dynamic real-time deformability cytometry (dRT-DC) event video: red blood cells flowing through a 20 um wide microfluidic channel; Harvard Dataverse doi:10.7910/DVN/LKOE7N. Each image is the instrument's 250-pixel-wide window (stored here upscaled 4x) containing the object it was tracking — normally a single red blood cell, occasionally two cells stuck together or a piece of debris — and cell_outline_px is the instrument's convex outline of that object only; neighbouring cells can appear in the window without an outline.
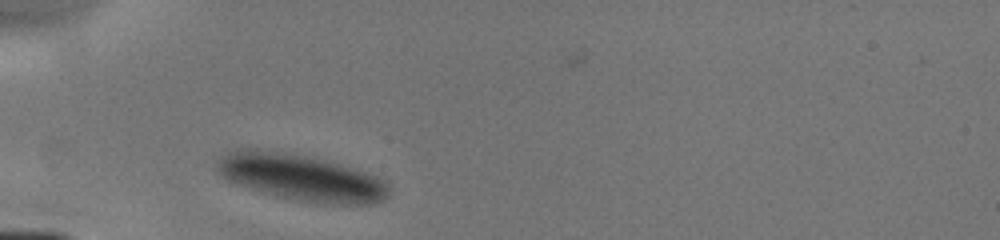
{"species": "human", "species_latin": "Homo sapiens", "temperature_condition": "cold", "stored_images_in_passage": 5, "camera_frame_rate_fps": 3000, "um_per_image_px": 0.085, "donor": {"sex": "male"}, "frame": {"image": 1, "passage_image": 1, "time_ms": 0.0, "image_size_px": [1000, 240], "cell_outline_px": [[388, 196], [384, 200], [372, 204], [316, 204], [276, 196], [236, 184], [228, 180], [216, 172], [216, 164], [228, 152], [236, 148], [248, 148], [292, 152], [316, 156], [376, 176], [384, 180], [388, 184]], "centroid_in_image_um": [25.59, 15.07], "position_along_channel_um": 59.4, "area_um2": 47.16}}
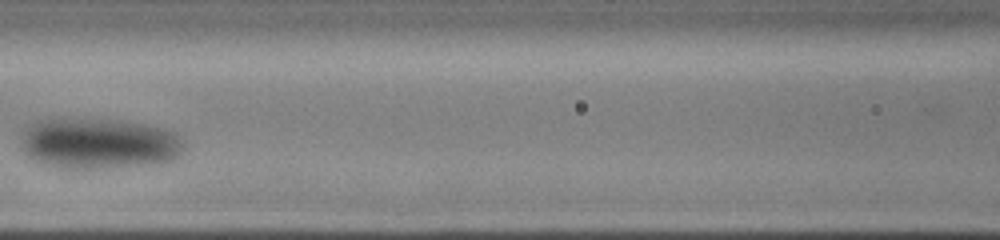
{"frame": {"image": 2, "passage_image": 4, "time_ms": 2.667, "image_size_px": [1000, 240], "cell_outline_px": [[184, 148], [172, 160], [148, 164], [100, 168], [56, 168], [40, 164], [32, 160], [24, 152], [20, 144], [20, 132], [28, 124], [36, 120], [52, 116], [68, 116], [120, 120], [144, 124], [164, 128], [176, 132], [184, 144]], "centroid_in_image_um": [8.26, 12.14], "position_along_channel_um": 158.3, "area_um2": 49.82}}